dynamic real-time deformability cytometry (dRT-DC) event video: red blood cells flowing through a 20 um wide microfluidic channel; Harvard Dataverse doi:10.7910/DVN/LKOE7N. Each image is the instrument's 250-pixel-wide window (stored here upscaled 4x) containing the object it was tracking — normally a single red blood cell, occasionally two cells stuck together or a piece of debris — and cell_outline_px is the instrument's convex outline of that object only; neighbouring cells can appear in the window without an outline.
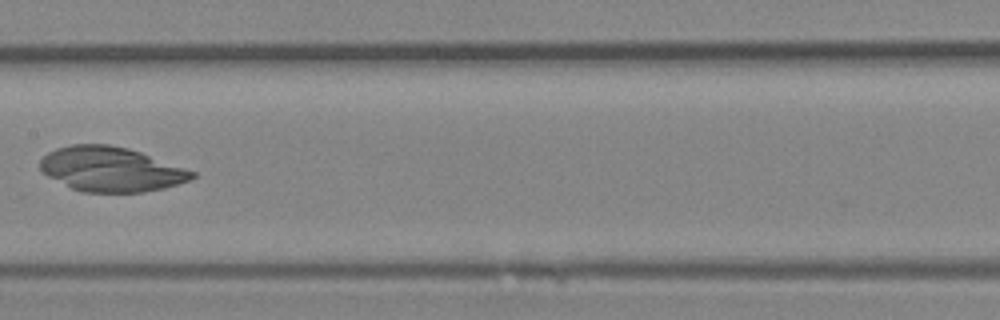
{"species": "Egyptian fruit bat (a non-hibernating species)", "species_latin": "Rousettus aegyptiacus", "temperature_condition": "room temperature", "stored_images_in_passage": 39, "camera_frame_rate_fps": 3000, "um_per_image_px": 0.085, "animal": {"sex": "female"}, "frame": {"image": 1, "passage_image": 20, "time_ms": 6.333, "image_size_px": [1000, 320], "cell_outline_px": [[196, 176], [188, 180], [164, 188], [144, 192], [80, 192], [48, 176], [40, 168], [40, 160], [48, 152], [56, 148], [72, 144], [108, 144], [128, 148], [140, 152], [196, 172]], "centroid_in_image_um": [9.42, 14.38], "position_along_channel_um": 198.0, "area_um2": 39.25}}
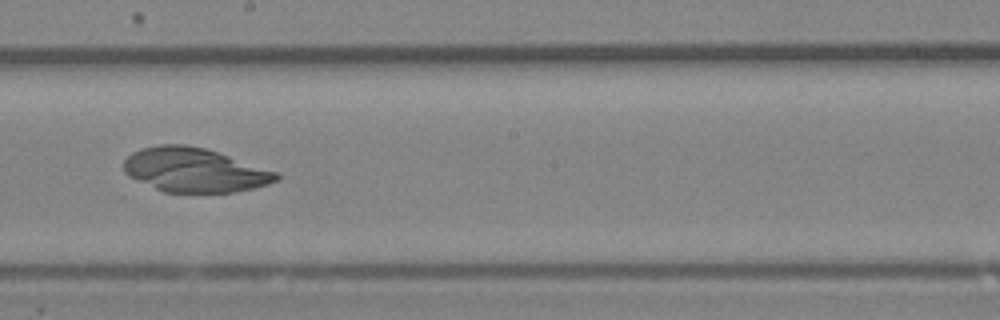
{"frame": {"image": 2, "passage_image": 22, "time_ms": 7.0, "image_size_px": [1000, 320], "cell_outline_px": [[280, 176], [276, 180], [268, 184], [252, 188], [232, 192], [164, 192], [136, 180], [128, 176], [124, 172], [124, 160], [132, 152], [144, 148], [160, 144], [184, 144], [204, 148], [280, 172]], "centroid_in_image_um": [16.53, 14.45], "position_along_channel_um": 231.7, "area_um2": 39.07}}
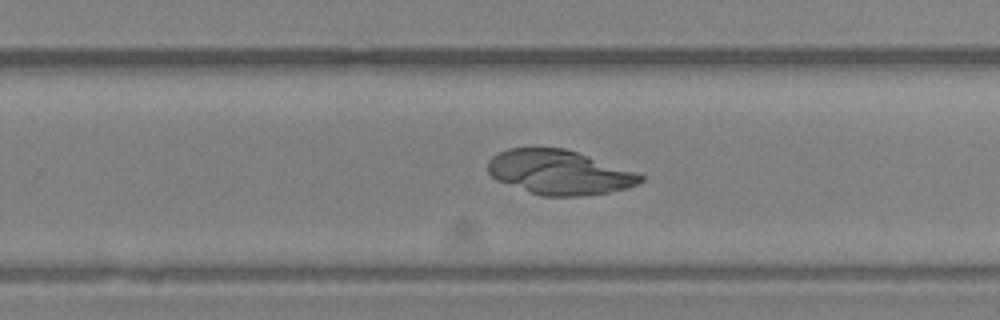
{"frame": {"image": 3, "passage_image": 25, "time_ms": 8.0, "image_size_px": [1000, 320], "cell_outline_px": [[644, 180], [628, 188], [608, 192], [580, 196], [540, 196], [496, 180], [488, 172], [488, 160], [492, 156], [508, 148], [564, 148], [636, 172], [644, 176]], "centroid_in_image_um": [47.51, 14.66], "position_along_channel_um": 282.3, "area_um2": 39.25}}